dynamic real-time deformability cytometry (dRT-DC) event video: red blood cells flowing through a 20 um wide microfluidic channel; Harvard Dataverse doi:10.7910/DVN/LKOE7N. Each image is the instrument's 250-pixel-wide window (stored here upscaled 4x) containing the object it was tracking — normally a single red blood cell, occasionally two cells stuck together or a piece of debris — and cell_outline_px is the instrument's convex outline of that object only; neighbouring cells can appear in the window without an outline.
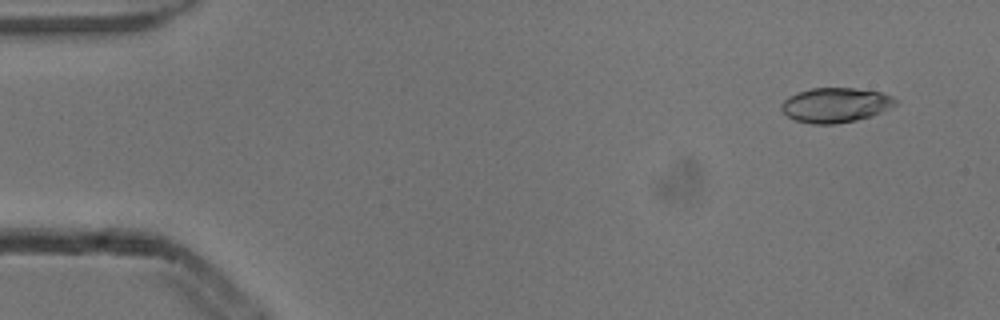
{"species": "common noctule bat (a hibernating species)", "species_latin": "Nyctalus noctula", "temperature_condition": "cold", "stored_images_in_passage": 3, "camera_frame_rate_fps": 3000, "um_per_image_px": 0.085, "animal": {"sex": "male", "body_mass_g": 13.3}, "frame": {"image": 1, "passage_image": 1, "time_ms": 0.0, "image_size_px": [1000, 320], "cell_outline_px": [[896, 104], [872, 116], [856, 120], [836, 124], [812, 124], [796, 120], [788, 116], [780, 108], [780, 104], [788, 96], [796, 92], [812, 88], [856, 88], [880, 92], [892, 96], [896, 100]], "centroid_in_image_um": [70.99, 8.92], "position_along_channel_um": 14.0, "area_um2": 23.06}}